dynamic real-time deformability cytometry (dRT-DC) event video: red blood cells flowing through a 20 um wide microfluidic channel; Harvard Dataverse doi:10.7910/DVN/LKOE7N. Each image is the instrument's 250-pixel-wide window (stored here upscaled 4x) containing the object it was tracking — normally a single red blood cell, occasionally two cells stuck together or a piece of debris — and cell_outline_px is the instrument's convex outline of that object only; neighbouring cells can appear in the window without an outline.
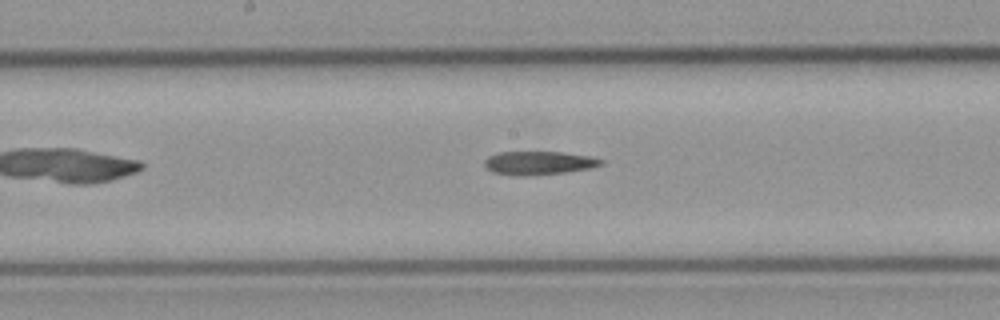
{"species": "common noctule bat (a hibernating species)", "species_latin": "Nyctalus noctula", "temperature_condition": "cold", "stored_images_in_passage": 28, "camera_frame_rate_fps": 3000, "um_per_image_px": 0.085, "animal": {"sex": "male", "body_mass_g": 23.1, "forearm_length_mm": 52.7}, "frame": {"image": 1, "passage_image": 13, "time_ms": 4.0, "image_size_px": [1000, 320], "cell_outline_px": [[604, 164], [592, 168], [564, 172], [532, 176], [516, 176], [492, 172], [484, 164], [484, 160], [488, 156], [500, 152], [560, 152], [592, 156], [604, 160]], "centroid_in_image_um": [45.82, 13.86], "position_along_channel_um": 202.4, "area_um2": 16.13}}
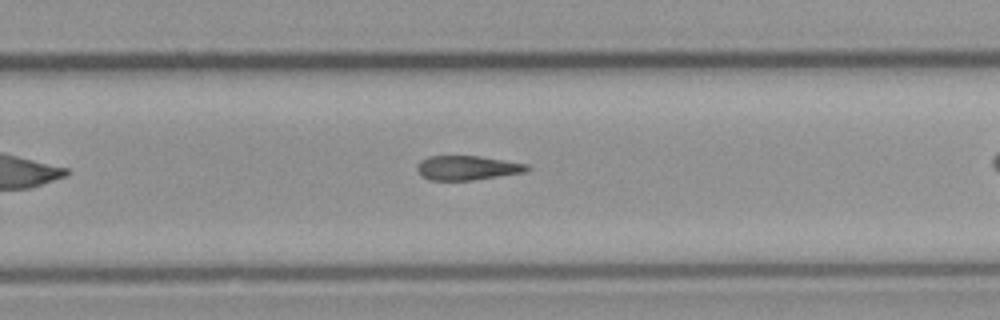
{"frame": {"image": 2, "passage_image": 20, "time_ms": 6.333, "image_size_px": [1000, 320], "cell_outline_px": [[532, 168], [528, 172], [472, 180], [428, 180], [416, 168], [420, 160], [428, 156], [480, 156], [528, 164]], "centroid_in_image_um": [39.77, 14.26], "position_along_channel_um": 290.0, "area_um2": 15.66}}